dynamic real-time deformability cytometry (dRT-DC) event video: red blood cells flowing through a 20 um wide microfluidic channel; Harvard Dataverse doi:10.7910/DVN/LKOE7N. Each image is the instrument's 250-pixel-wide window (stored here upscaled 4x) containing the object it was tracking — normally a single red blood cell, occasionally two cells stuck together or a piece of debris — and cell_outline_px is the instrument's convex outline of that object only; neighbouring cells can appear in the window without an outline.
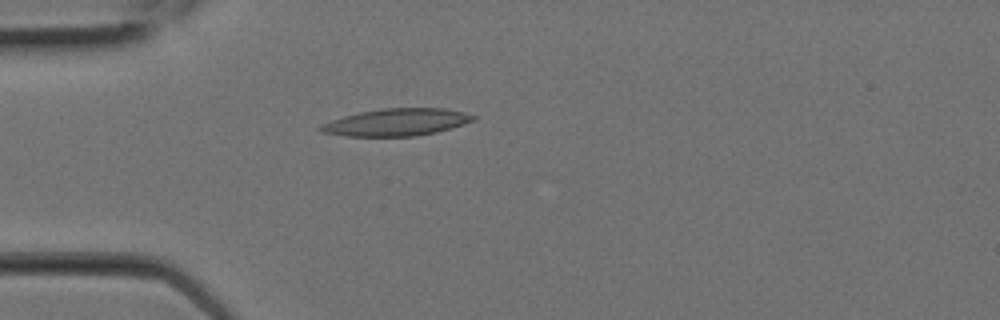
{"species": "Egyptian fruit bat (a non-hibernating species)", "species_latin": "Rousettus aegyptiacus", "temperature_condition": "room temperature", "stored_images_in_passage": 9, "camera_frame_rate_fps": 3000, "um_per_image_px": 0.085, "animal": {"sex": "female"}, "frame": {"image": 1, "passage_image": 6, "time_ms": 1.667, "image_size_px": [1000, 320], "cell_outline_px": [[476, 120], [452, 128], [436, 132], [416, 136], [344, 136], [320, 132], [316, 128], [320, 124], [344, 116], [360, 112], [384, 108], [444, 108], [464, 112], [476, 116]], "centroid_in_image_um": [33.7, 10.39], "position_along_channel_um": 51.3, "area_um2": 24.33}}
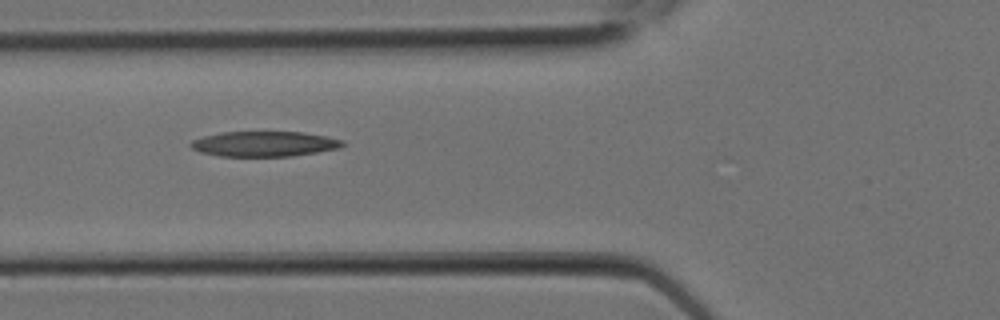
{"frame": {"image": 2, "passage_image": 8, "time_ms": 2.333, "image_size_px": [1000, 320], "cell_outline_px": [[344, 144], [340, 148], [292, 156], [220, 156], [200, 152], [192, 148], [188, 144], [192, 140], [204, 136], [220, 132], [304, 132], [344, 140]], "centroid_in_image_um": [22.45, 12.23], "position_along_channel_um": 103.4, "area_um2": 22.25}}
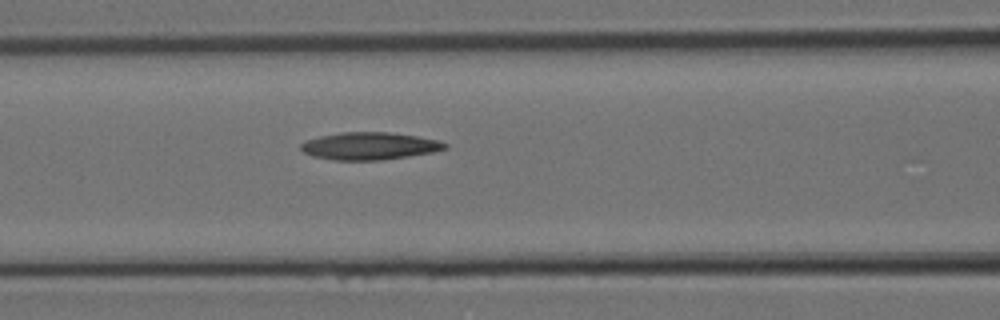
{"frame": {"image": 3, "passage_image": 9, "time_ms": 2.667, "image_size_px": [1000, 320], "cell_outline_px": [[448, 148], [432, 152], [408, 156], [380, 160], [336, 160], [312, 156], [304, 152], [300, 148], [300, 144], [308, 140], [320, 136], [344, 132], [388, 132], [416, 136], [440, 140], [448, 144]], "centroid_in_image_um": [31.43, 12.41], "position_along_channel_um": 135.2, "area_um2": 22.89}}